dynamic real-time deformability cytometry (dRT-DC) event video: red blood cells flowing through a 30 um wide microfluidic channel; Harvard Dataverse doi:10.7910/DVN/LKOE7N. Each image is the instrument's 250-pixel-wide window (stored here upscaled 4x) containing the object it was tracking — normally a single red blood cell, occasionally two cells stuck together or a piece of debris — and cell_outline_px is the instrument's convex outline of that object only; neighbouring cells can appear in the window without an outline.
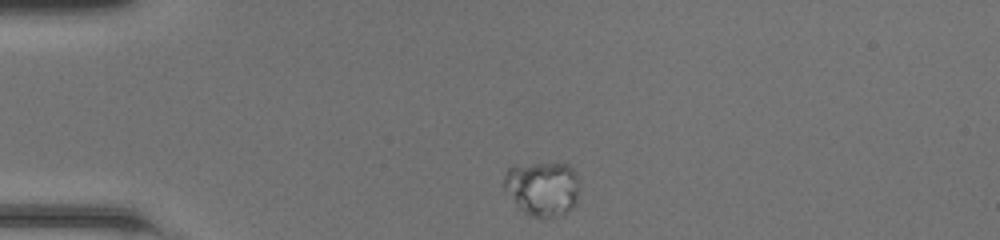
{"species": "common noctule bat (a hibernating species)", "species_latin": "Nyctalus noctula", "temperature_condition": "room temperature", "stored_images_in_passage": 39, "camera_frame_rate_fps": 3000, "um_per_image_px": 0.085, "animal": {"sex": "female", "body_mass_g": 20.0, "forearm_length_mm": 54.0}, "frame": {"image": 1, "passage_image": 1, "time_ms": 0.0, "image_size_px": [1000, 240], "cell_outline_px": [[580, 188], [576, 200], [572, 208], [568, 212], [548, 220], [532, 216], [524, 212], [520, 208], [504, 188], [504, 172], [512, 164], [568, 164], [572, 168], [580, 184]], "centroid_in_image_um": [46.11, 16.03], "position_along_channel_um": 38.9, "area_um2": 24.28}}
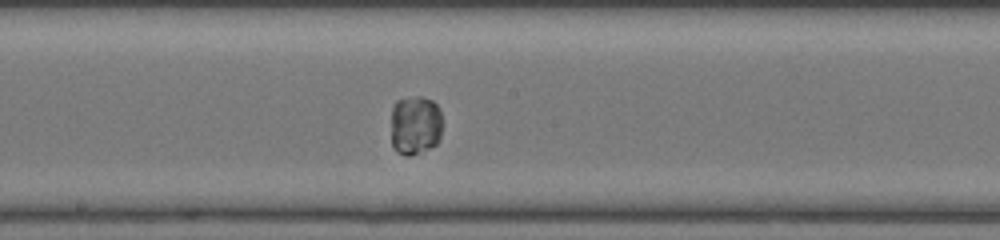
{"frame": {"image": 2, "passage_image": 17, "time_ms": 5.333, "image_size_px": [1000, 240], "cell_outline_px": [[440, 136], [436, 144], [428, 148], [408, 156], [396, 152], [392, 144], [392, 108], [396, 100], [416, 96], [420, 96], [432, 100], [436, 104], [440, 112]], "centroid_in_image_um": [35.27, 10.62], "position_along_channel_um": 212.9, "area_um2": 17.57}}
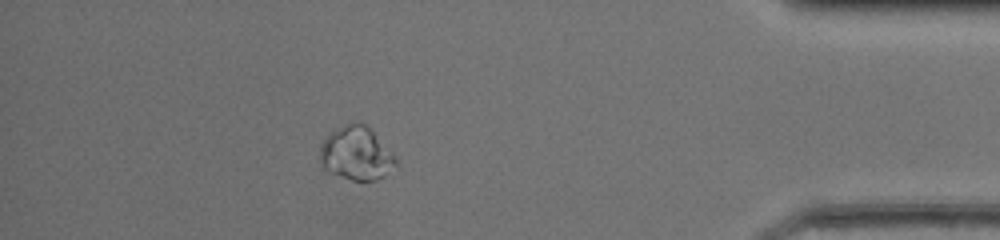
{"frame": {"image": 3, "passage_image": 34, "time_ms": 11.0, "image_size_px": [1000, 240], "cell_outline_px": [[396, 164], [384, 176], [376, 180], [352, 180], [332, 172], [324, 168], [320, 160], [320, 140], [328, 132], [336, 128], [348, 124], [364, 124], [396, 156]], "centroid_in_image_um": [30.24, 13.04], "position_along_channel_um": 405.0, "area_um2": 23.24}, "authors_computed_cell_mechanics": {"area_um2": 20.2878, "velocity_mm_per_s": 4.0691, "shape_relaxation_time_tau1_ms": 6.447, "shape_relaxation_time_tau2_ms": null, "deformation_change_tau1": 0.0852, "deformation_change_tau2": null}}